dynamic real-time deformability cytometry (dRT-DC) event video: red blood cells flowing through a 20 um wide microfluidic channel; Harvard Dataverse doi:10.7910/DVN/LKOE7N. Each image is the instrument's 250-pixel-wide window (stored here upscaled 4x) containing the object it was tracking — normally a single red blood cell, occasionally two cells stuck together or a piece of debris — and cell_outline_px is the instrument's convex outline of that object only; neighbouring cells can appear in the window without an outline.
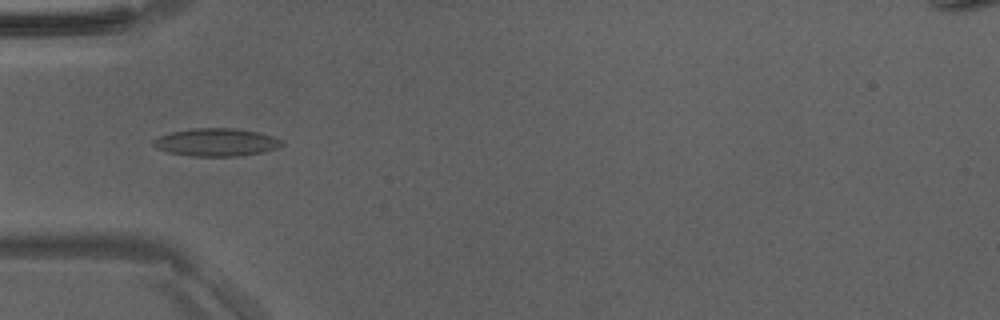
{"species": "Egyptian fruit bat (a non-hibernating species)", "species_latin": "Rousettus aegyptiacus", "temperature_condition": "room temperature", "stored_images_in_passage": 40, "camera_frame_rate_fps": 3000, "um_per_image_px": 0.085, "animal": {"sex": "male"}, "frame": {"image": 1, "passage_image": 10, "time_ms": 3.0, "image_size_px": [1000, 320], "cell_outline_px": [[284, 144], [276, 148], [264, 152], [240, 156], [192, 156], [168, 152], [156, 148], [152, 144], [152, 140], [160, 136], [172, 132], [196, 128], [232, 128], [256, 132], [272, 136], [280, 140]], "centroid_in_image_um": [18.37, 12.1], "position_along_channel_um": 66.6, "area_um2": 20.63}}
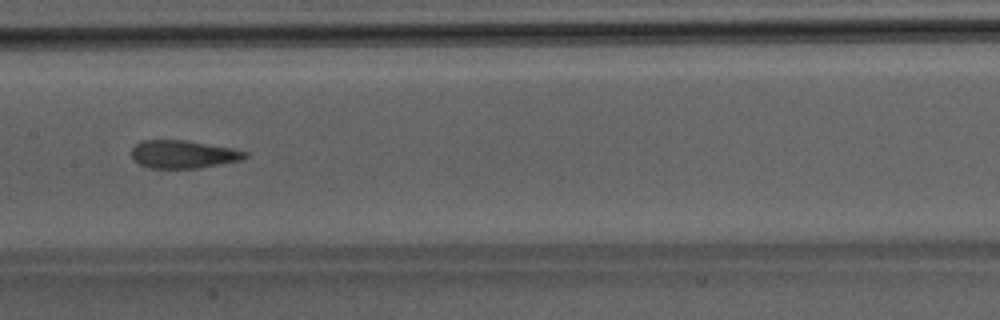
{"frame": {"image": 2, "passage_image": 19, "time_ms": 6.0, "image_size_px": [1000, 320], "cell_outline_px": [[248, 156], [240, 160], [196, 168], [148, 168], [140, 164], [132, 156], [132, 148], [140, 140], [184, 140], [232, 148], [248, 152]], "centroid_in_image_um": [15.56, 13.1], "position_along_channel_um": 191.8, "area_um2": 18.26}}
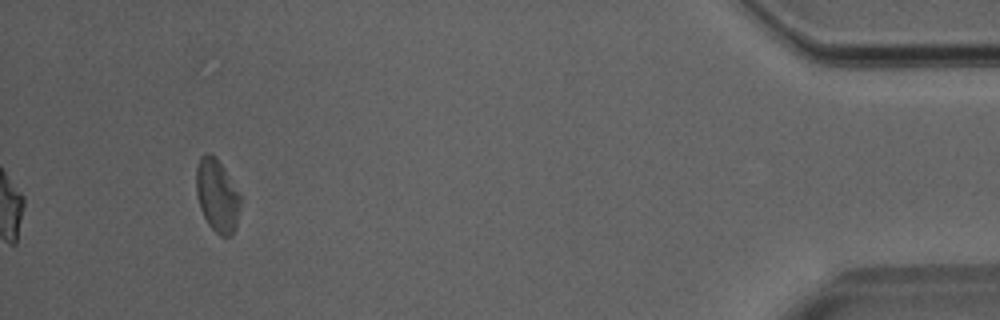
{"frame": {"image": 3, "passage_image": 40, "time_ms": 13.0, "image_size_px": [1000, 320], "cell_outline_px": [[244, 196], [236, 228], [232, 236], [220, 236], [208, 224], [200, 208], [196, 192], [196, 168], [200, 156], [204, 152], [208, 152], [220, 164]], "centroid_in_image_um": [18.5, 16.65], "position_along_channel_um": 416.7, "area_um2": 19.19}}